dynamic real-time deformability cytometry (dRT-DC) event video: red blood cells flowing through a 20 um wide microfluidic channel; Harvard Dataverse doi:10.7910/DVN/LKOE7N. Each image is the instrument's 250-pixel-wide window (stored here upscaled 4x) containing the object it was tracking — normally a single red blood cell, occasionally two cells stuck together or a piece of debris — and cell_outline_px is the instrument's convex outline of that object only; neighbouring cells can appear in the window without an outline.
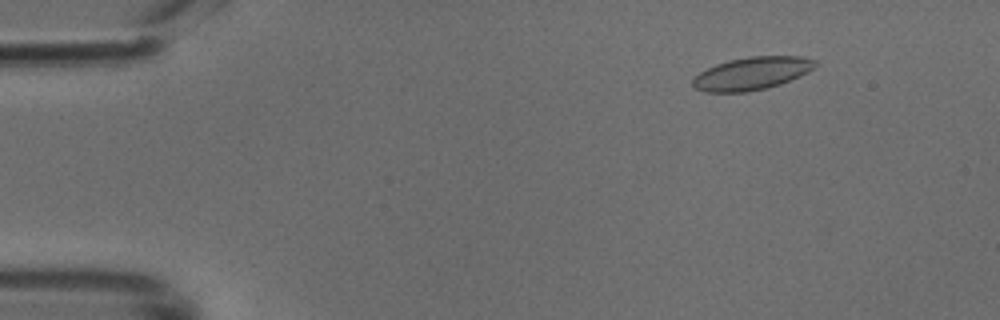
{"species": "common noctule bat (a hibernating species)", "species_latin": "Nyctalus noctula", "temperature_condition": "cold", "stored_images_in_passage": 11, "camera_frame_rate_fps": 3000, "um_per_image_px": 0.085, "animal": {"sex": "male", "body_mass_g": 18.8}, "frame": {"image": 1, "passage_image": 4, "time_ms": 1.0, "image_size_px": [1000, 320], "cell_outline_px": [[816, 64], [808, 72], [780, 84], [748, 92], [704, 92], [696, 88], [692, 84], [692, 80], [700, 72], [716, 64], [728, 60], [748, 56], [804, 56], [816, 60]], "centroid_in_image_um": [63.9, 6.23], "position_along_channel_um": 21.1, "area_um2": 23.29}}